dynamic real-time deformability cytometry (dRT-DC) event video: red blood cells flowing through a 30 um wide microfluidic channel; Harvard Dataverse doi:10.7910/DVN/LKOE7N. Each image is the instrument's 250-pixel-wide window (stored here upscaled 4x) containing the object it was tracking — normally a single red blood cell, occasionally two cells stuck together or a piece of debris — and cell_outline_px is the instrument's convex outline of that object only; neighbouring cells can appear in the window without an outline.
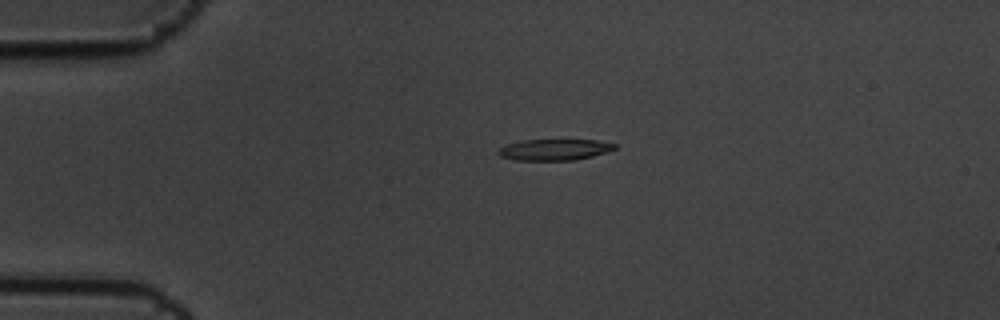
{"species": "common noctule bat (a hibernating species)", "species_latin": "Nyctalus noctula", "temperature_condition": "cold", "stored_images_in_passage": 2, "camera_frame_rate_fps": 3000, "um_per_image_px": 0.085, "animal": {"sex": "male", "body_mass_g": 19.5, "forearm_length_mm": 54.6}, "frame": {"image": 1, "passage_image": 1, "time_ms": 0.0, "image_size_px": [1000, 320], "cell_outline_px": [[616, 148], [592, 156], [576, 160], [516, 160], [500, 156], [496, 152], [500, 148], [508, 144], [520, 140], [596, 140], [616, 144]], "centroid_in_image_um": [47.1, 12.72], "position_along_channel_um": 37.9, "area_um2": 14.22}}